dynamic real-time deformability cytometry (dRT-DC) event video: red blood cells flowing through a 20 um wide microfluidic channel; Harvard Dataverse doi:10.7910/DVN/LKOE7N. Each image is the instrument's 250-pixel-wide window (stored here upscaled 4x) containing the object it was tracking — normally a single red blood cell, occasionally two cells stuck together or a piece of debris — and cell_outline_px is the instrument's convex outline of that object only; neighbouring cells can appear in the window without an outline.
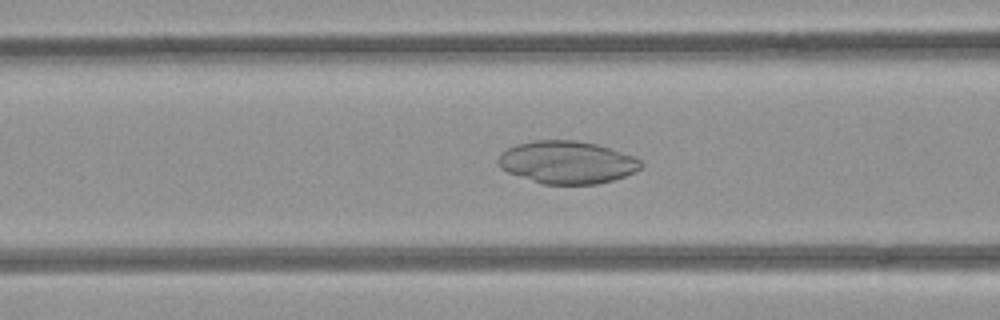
{"species": "common noctule bat (a hibernating species)", "species_latin": "Nyctalus noctula", "temperature_condition": "room temperature", "stored_images_in_passage": 49, "camera_frame_rate_fps": 3000, "um_per_image_px": 0.085, "animal": {"sex": "female", "body_mass_g": 21.9}, "frame": {"image": 1, "passage_image": 18, "time_ms": 5.667, "image_size_px": [1000, 320], "cell_outline_px": [[644, 164], [640, 168], [624, 176], [612, 180], [596, 184], [544, 184], [508, 172], [500, 168], [496, 164], [496, 160], [500, 152], [516, 144], [532, 140], [576, 140], [596, 144], [636, 156]], "centroid_in_image_um": [48.17, 13.78], "position_along_channel_um": 118.4, "area_um2": 35.55}}
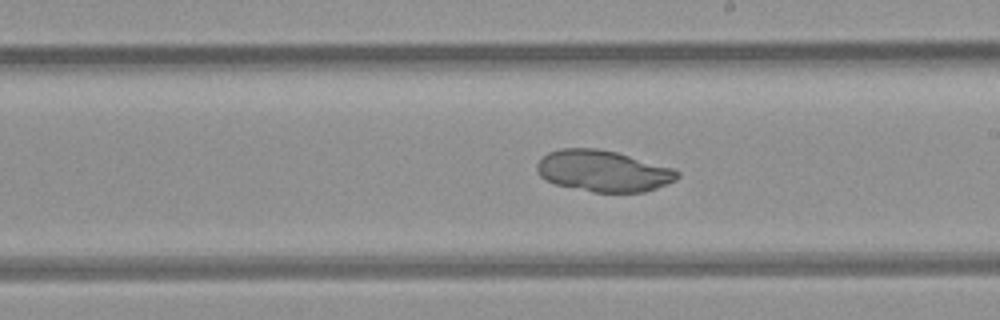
{"frame": {"image": 2, "passage_image": 27, "time_ms": 8.667, "image_size_px": [1000, 320], "cell_outline_px": [[680, 176], [676, 180], [656, 188], [644, 192], [592, 192], [556, 184], [544, 180], [540, 176], [536, 168], [536, 164], [548, 152], [560, 148], [596, 148], [616, 152], [672, 168], [680, 172]], "centroid_in_image_um": [51.25, 14.53], "position_along_channel_um": 237.7, "area_um2": 33.7}}
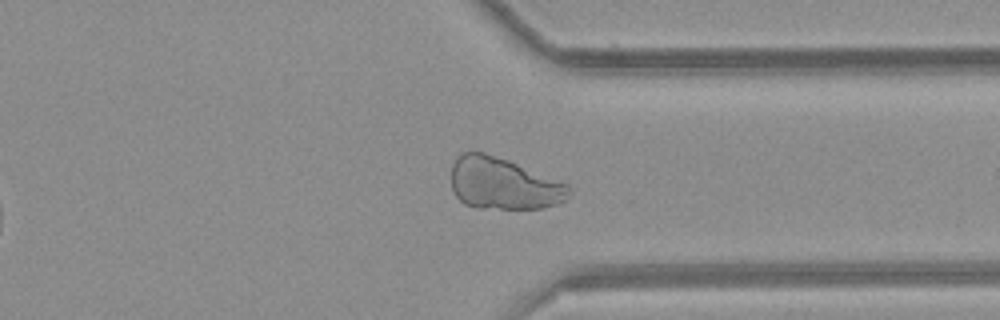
{"frame": {"image": 3, "passage_image": 37, "time_ms": 12.0, "image_size_px": [1000, 320], "cell_outline_px": [[572, 192], [564, 200], [556, 204], [540, 208], [476, 208], [464, 204], [452, 192], [452, 164], [456, 156], [460, 152], [484, 152], [508, 160], [568, 184], [572, 188]], "centroid_in_image_um": [42.76, 15.6], "position_along_channel_um": 368.6, "area_um2": 35.6}}